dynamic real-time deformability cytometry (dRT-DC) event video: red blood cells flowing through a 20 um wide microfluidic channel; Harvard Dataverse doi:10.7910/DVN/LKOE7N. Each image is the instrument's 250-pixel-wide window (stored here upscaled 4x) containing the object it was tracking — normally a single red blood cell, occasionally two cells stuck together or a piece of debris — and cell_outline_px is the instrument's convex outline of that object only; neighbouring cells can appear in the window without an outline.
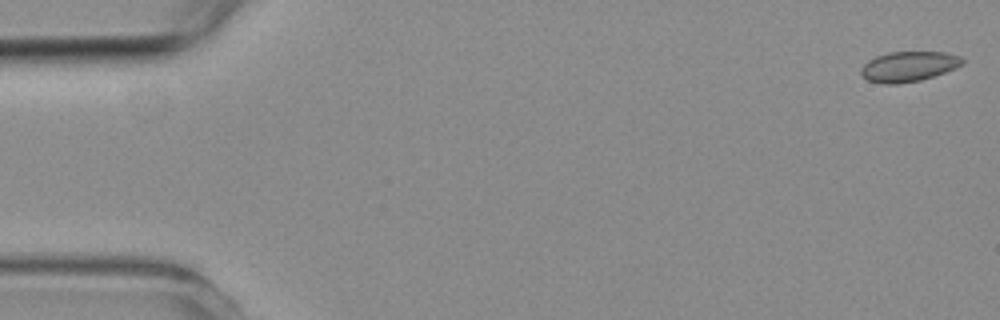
{"species": "common noctule bat (a hibernating species)", "species_latin": "Nyctalus noctula", "temperature_condition": "room temperature", "stored_images_in_passage": 2, "camera_frame_rate_fps": 3000, "um_per_image_px": 0.085, "animal": {"sex": "female", "body_mass_g": 19.3, "forearm_length_mm": 54.1}, "frame": {"image": 1, "passage_image": 1, "time_ms": 0.0, "image_size_px": [1000, 320], "cell_outline_px": [[964, 64], [956, 68], [920, 80], [896, 84], [884, 84], [868, 80], [860, 72], [860, 68], [868, 60], [876, 56], [888, 52], [944, 52], [960, 56], [964, 60]], "centroid_in_image_um": [77.23, 5.64], "position_along_channel_um": 7.8, "area_um2": 17.74}}